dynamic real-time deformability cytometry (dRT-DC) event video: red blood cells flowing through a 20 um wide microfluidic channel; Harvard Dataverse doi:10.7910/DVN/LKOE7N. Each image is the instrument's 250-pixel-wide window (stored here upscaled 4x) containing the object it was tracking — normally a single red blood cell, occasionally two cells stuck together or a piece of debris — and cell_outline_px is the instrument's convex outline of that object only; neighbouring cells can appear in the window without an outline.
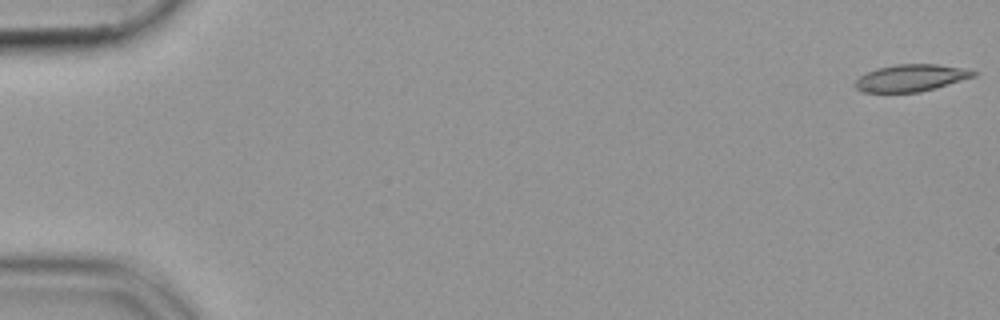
{"species": "common noctule bat (a hibernating species)", "species_latin": "Nyctalus noctula", "temperature_condition": "cold", "stored_images_in_passage": 9, "camera_frame_rate_fps": 3000, "um_per_image_px": 0.085, "animal": {"sex": "female", "body_mass_g": 19.9}, "frame": {"image": 1, "passage_image": 1, "time_ms": 0.0, "image_size_px": [1000, 320], "cell_outline_px": [[980, 72], [976, 76], [936, 88], [920, 92], [860, 92], [852, 84], [860, 76], [876, 68], [896, 64], [936, 64], [964, 68]], "centroid_in_image_um": [77.44, 6.62], "position_along_channel_um": 7.6, "area_um2": 18.79}}